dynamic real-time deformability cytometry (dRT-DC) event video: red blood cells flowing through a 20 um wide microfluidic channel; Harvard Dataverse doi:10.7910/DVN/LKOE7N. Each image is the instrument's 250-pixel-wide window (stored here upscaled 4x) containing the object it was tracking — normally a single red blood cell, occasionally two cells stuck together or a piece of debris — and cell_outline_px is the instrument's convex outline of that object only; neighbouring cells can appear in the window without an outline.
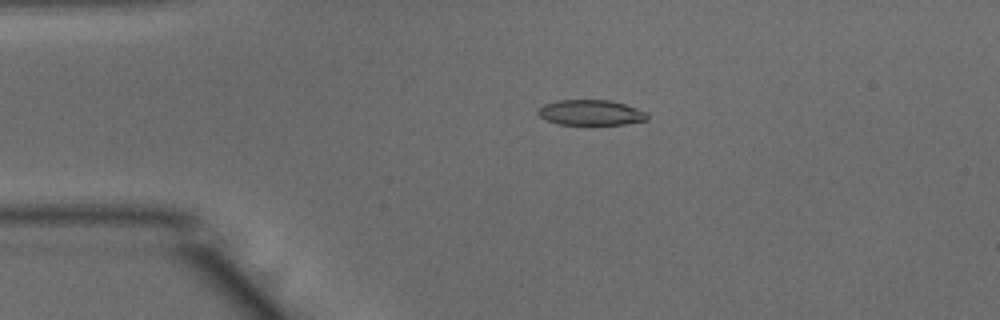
{"species": "common noctule bat (a hibernating species)", "species_latin": "Nyctalus noctula", "temperature_condition": "warm", "stored_images_in_passage": 51, "camera_frame_rate_fps": 3000, "um_per_image_px": 0.085, "animal": {"sex": "male", "body_mass_g": 15.6}, "frame": {"image": 1, "passage_image": 11, "time_ms": 3.333, "image_size_px": [1000, 320], "cell_outline_px": [[648, 120], [624, 124], [556, 124], [544, 120], [536, 112], [544, 104], [556, 100], [608, 100], [624, 104], [648, 112]], "centroid_in_image_um": [50.2, 9.57], "position_along_channel_um": 34.8, "area_um2": 16.18}}
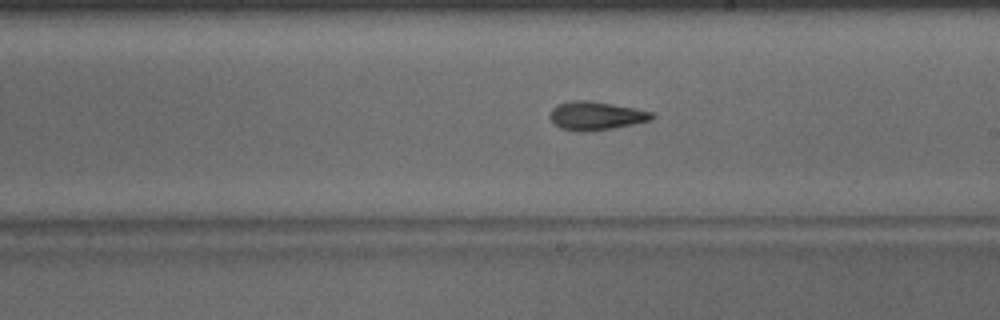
{"frame": {"image": 2, "passage_image": 29, "time_ms": 9.333, "image_size_px": [1000, 320], "cell_outline_px": [[656, 116], [652, 120], [612, 128], [588, 132], [576, 132], [560, 128], [552, 120], [552, 108], [556, 104], [572, 100], [588, 100], [636, 108], [652, 112]], "centroid_in_image_um": [50.68, 9.84], "position_along_channel_um": 238.3, "area_um2": 16.94}}
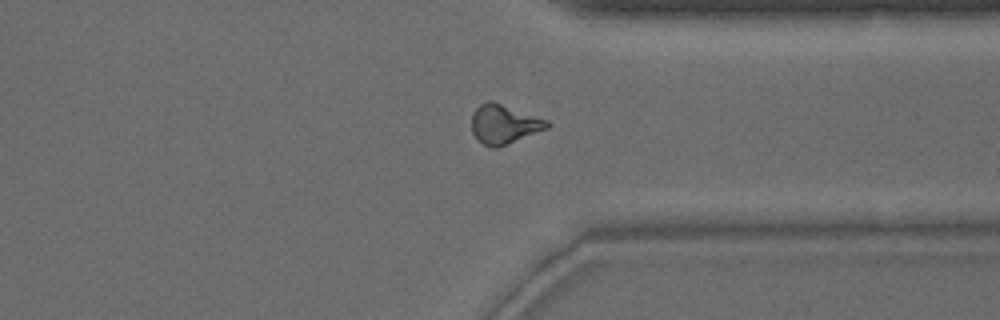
{"frame": {"image": 3, "passage_image": 39, "time_ms": 12.667, "image_size_px": [1000, 320], "cell_outline_px": [[552, 124], [548, 128], [508, 144], [496, 148], [492, 148], [484, 144], [472, 132], [472, 112], [480, 104], [488, 100], [492, 100], [548, 120]], "centroid_in_image_um": [42.86, 10.54], "position_along_channel_um": 368.5, "area_um2": 17.22}, "authors_computed_cell_mechanics": {"area_um2": 16.8198, "velocity_mm_per_s": 3.9543, "shape_relaxation_time_tau1_ms": 8.6614, "shape_relaxation_time_tau2_ms": 2.7517, "deformation_change_tau1": 0.2239, "deformation_change_tau2": 0.1076}}